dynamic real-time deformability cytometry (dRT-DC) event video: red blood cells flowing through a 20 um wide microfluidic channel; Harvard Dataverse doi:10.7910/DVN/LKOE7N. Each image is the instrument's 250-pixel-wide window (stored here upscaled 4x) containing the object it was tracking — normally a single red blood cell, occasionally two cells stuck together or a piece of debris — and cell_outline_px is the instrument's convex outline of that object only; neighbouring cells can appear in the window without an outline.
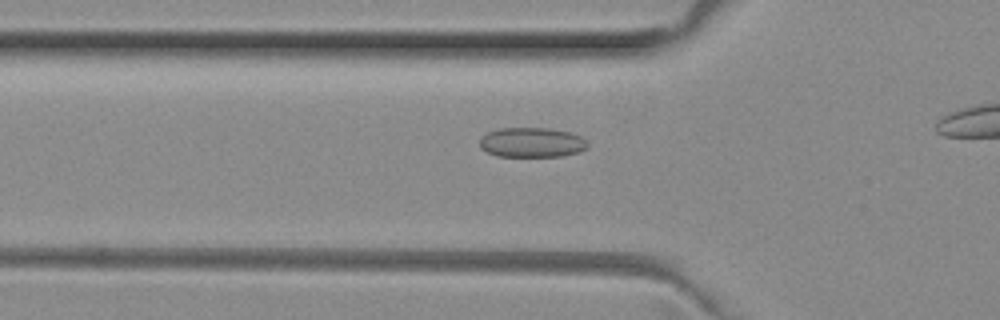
{"species": "common noctule bat (a hibernating species)", "species_latin": "Nyctalus noctula", "temperature_condition": "room temperature", "stored_images_in_passage": 31, "camera_frame_rate_fps": 3000, "um_per_image_px": 0.085, "animal": {"sex": "female", "body_mass_g": 29.2, "forearm_length_mm": 56.3}, "frame": {"image": 1, "passage_image": 8, "time_ms": 2.333, "image_size_px": [1000, 320], "cell_outline_px": [[588, 148], [580, 152], [560, 156], [496, 156], [480, 148], [480, 136], [488, 132], [500, 128], [548, 128], [568, 132], [580, 136], [588, 144]], "centroid_in_image_um": [45.18, 12.11], "position_along_channel_um": 80.6, "area_um2": 18.73}}
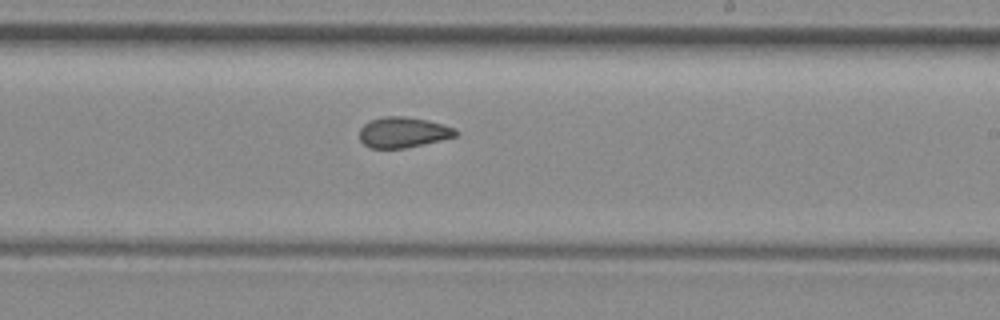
{"frame": {"image": 2, "passage_image": 21, "time_ms": 6.667, "image_size_px": [1000, 320], "cell_outline_px": [[460, 132], [456, 136], [440, 140], [404, 148], [368, 148], [360, 140], [360, 128], [364, 124], [372, 120], [384, 116], [404, 116], [428, 120], [444, 124], [456, 128]], "centroid_in_image_um": [34.29, 11.24], "position_along_channel_um": 254.7, "area_um2": 17.17}}
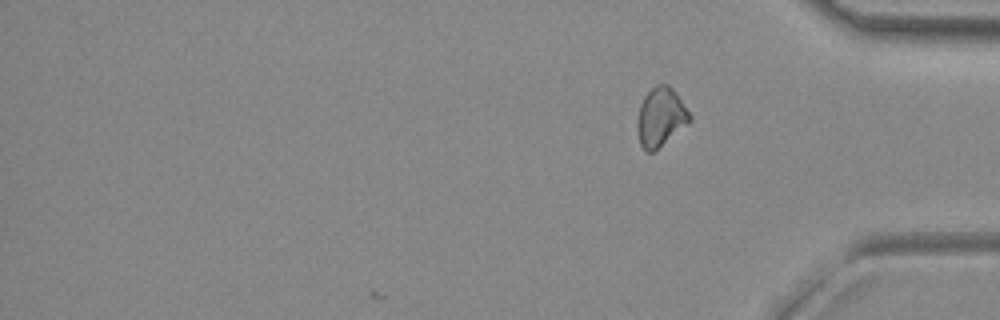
{"frame": {"image": 3, "passage_image": 31, "time_ms": 10.0, "image_size_px": [1000, 320], "cell_outline_px": [[692, 120], [688, 124], [652, 152], [644, 152], [640, 144], [636, 132], [636, 120], [640, 104], [644, 96], [656, 84], [668, 84], [672, 88], [692, 116]], "centroid_in_image_um": [56.12, 9.96], "position_along_channel_um": 379.1, "area_um2": 18.03}, "authors_computed_cell_mechanics": {"area_um2": 17.629, "velocity_mm_per_s": 4.0091, "shape_relaxation_time_tau1_ms": null, "shape_relaxation_time_tau2_ms": 2.0284, "deformation_change_tau1": null, "deformation_change_tau2": 0.0699}}